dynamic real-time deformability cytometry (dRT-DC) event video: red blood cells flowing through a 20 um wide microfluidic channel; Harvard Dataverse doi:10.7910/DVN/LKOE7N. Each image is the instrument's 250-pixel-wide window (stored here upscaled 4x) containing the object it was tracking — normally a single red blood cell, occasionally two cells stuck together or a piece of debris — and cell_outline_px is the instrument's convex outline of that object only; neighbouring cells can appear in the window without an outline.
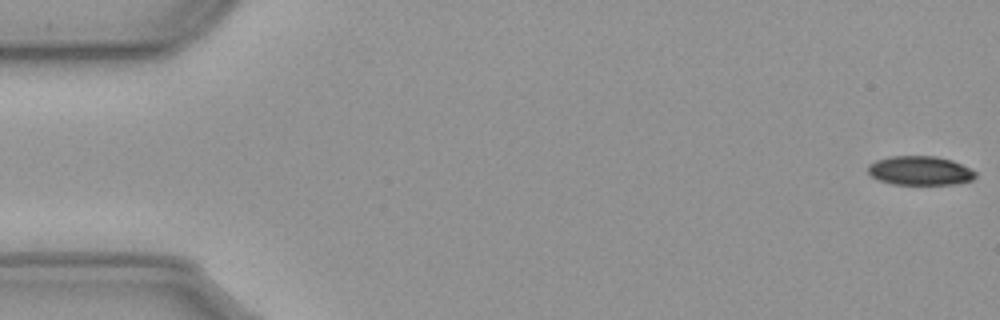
{"species": "common noctule bat (a hibernating species)", "species_latin": "Nyctalus noctula", "temperature_condition": "cold", "stored_images_in_passage": 51, "camera_frame_rate_fps": 3000, "um_per_image_px": 0.085, "animal": {"sex": "male", "body_mass_g": 23.1, "forearm_length_mm": 52.7}, "frame": {"image": 1, "passage_image": 1, "time_ms": 0.0, "image_size_px": [1000, 320], "cell_outline_px": [[976, 176], [972, 180], [952, 184], [892, 184], [880, 180], [872, 176], [868, 172], [868, 164], [876, 160], [888, 156], [936, 156], [952, 160], [976, 172]], "centroid_in_image_um": [78.17, 14.49], "position_along_channel_um": 6.8, "area_um2": 18.09}}
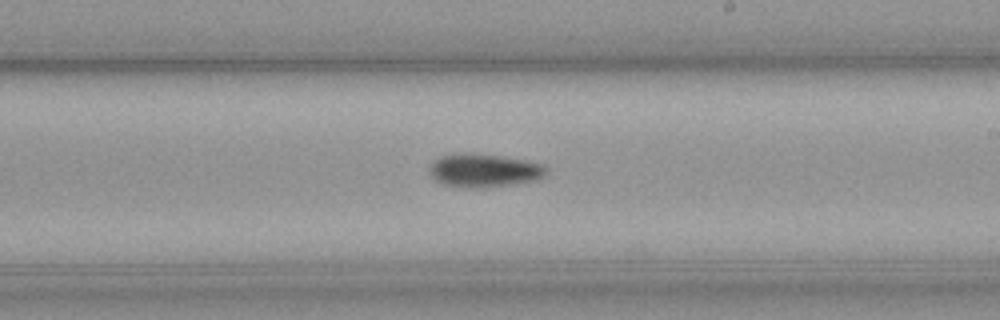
{"frame": {"image": 2, "passage_image": 33, "time_ms": 10.667, "image_size_px": [1000, 320], "cell_outline_px": [[544, 176], [536, 180], [512, 184], [484, 188], [468, 188], [444, 184], [436, 180], [432, 176], [428, 168], [432, 160], [440, 156], [500, 156], [540, 164], [544, 168]], "centroid_in_image_um": [41.1, 14.54], "position_along_channel_um": 247.9, "area_um2": 21.56}}
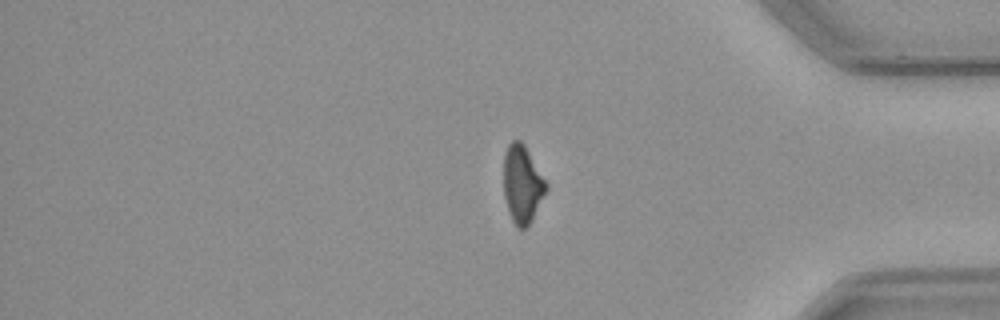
{"frame": {"image": 3, "passage_image": 47, "time_ms": 15.333, "image_size_px": [1000, 320], "cell_outline_px": [[548, 188], [532, 220], [524, 228], [516, 228], [508, 212], [504, 196], [504, 152], [508, 144], [512, 140], [520, 140], [524, 144], [548, 184]], "centroid_in_image_um": [44.39, 15.65], "position_along_channel_um": 390.8, "area_um2": 19.31}, "authors_computed_cell_mechanics": {"area_um2": 20.4612, "velocity_mm_per_s": 3.6045, "shape_relaxation_time_tau1_ms": 5.2592, "shape_relaxation_time_tau2_ms": null, "deformation_change_tau1": 0.1303, "deformation_change_tau2": null}}